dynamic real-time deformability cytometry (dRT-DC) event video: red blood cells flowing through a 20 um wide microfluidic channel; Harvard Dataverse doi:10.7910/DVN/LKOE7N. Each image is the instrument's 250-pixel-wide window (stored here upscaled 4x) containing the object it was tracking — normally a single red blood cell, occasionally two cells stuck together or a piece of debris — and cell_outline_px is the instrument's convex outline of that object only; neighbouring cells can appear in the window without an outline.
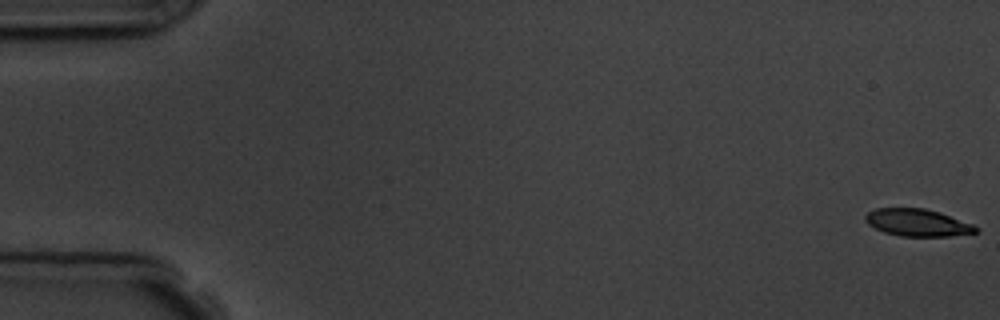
{"species": "common noctule bat (a hibernating species)", "species_latin": "Nyctalus noctula", "temperature_condition": "room temperature", "stored_images_in_passage": 5, "camera_frame_rate_fps": 3000, "um_per_image_px": 0.085, "animal": {"sex": "male", "body_mass_g": 19.5, "forearm_length_mm": 54.6}, "frame": {"image": 1, "passage_image": 1, "time_ms": 0.0, "image_size_px": [1000, 320], "cell_outline_px": [[980, 232], [952, 236], [900, 236], [884, 232], [868, 224], [864, 220], [864, 216], [868, 212], [876, 208], [924, 208], [940, 212], [972, 224], [980, 228]], "centroid_in_image_um": [78.01, 18.92], "position_along_channel_um": 7.0, "area_um2": 17.63}}